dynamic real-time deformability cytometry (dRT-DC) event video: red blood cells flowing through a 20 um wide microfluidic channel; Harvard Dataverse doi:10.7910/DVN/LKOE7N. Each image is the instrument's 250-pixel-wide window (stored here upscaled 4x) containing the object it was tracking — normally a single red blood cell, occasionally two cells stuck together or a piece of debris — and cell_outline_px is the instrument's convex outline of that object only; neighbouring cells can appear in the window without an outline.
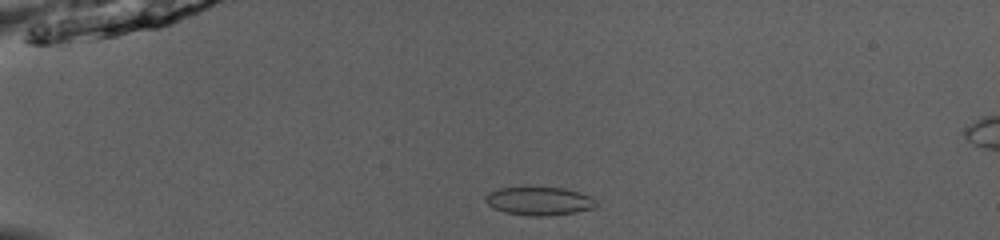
{"species": "common noctule bat (a hibernating species)", "species_latin": "Nyctalus noctula", "temperature_condition": "room temperature", "stored_images_in_passage": 45, "camera_frame_rate_fps": 3000, "um_per_image_px": 0.085, "animal": {"sex": "male", "body_mass_g": 13.0, "forearm_length_mm": 53.1}, "frame": {"image": 1, "passage_image": 8, "time_ms": 2.333, "image_size_px": [1000, 240], "cell_outline_px": [[596, 208], [576, 212], [548, 216], [532, 216], [504, 212], [488, 204], [484, 200], [484, 196], [488, 192], [496, 188], [564, 188], [580, 192], [596, 200]], "centroid_in_image_um": [45.83, 17.09], "position_along_channel_um": 39.2, "area_um2": 18.21}}
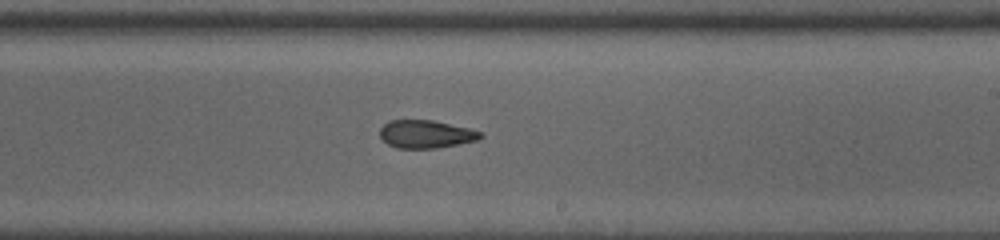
{"frame": {"image": 2, "passage_image": 27, "time_ms": 8.667, "image_size_px": [1000, 240], "cell_outline_px": [[484, 136], [476, 140], [436, 148], [396, 148], [388, 144], [380, 136], [380, 128], [388, 120], [432, 120], [468, 128], [484, 132]], "centroid_in_image_um": [36.19, 11.39], "position_along_channel_um": 252.8, "area_um2": 16.3}}
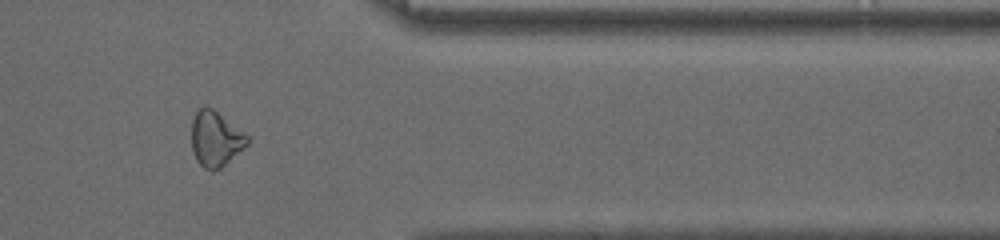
{"frame": {"image": 3, "passage_image": 38, "time_ms": 12.333, "image_size_px": [1000, 240], "cell_outline_px": [[248, 144], [220, 168], [212, 172], [204, 168], [196, 160], [192, 152], [192, 120], [196, 112], [204, 104], [212, 108], [244, 132], [248, 136]], "centroid_in_image_um": [18.3, 11.8], "position_along_channel_um": 393.1, "area_um2": 17.86}, "authors_computed_cell_mechanics": {"area_um2": 18.207, "velocity_mm_per_s": 4.0729, "shape_relaxation_time_tau1_ms": null, "shape_relaxation_time_tau2_ms": 1.7867, "deformation_change_tau1": null, "deformation_change_tau2": 0.0861}}